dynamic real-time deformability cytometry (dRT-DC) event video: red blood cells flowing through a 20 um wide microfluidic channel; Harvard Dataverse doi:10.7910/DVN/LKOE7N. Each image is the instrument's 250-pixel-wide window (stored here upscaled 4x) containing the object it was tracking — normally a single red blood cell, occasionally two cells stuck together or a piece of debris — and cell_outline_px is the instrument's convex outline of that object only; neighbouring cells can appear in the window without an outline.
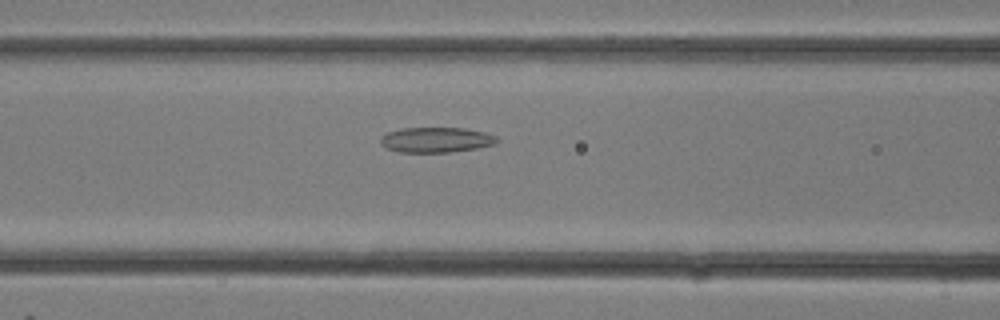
{"species": "common noctule bat (a hibernating species)", "species_latin": "Nyctalus noctula", "temperature_condition": "room temperature", "stored_images_in_passage": 14, "camera_frame_rate_fps": 3000, "um_per_image_px": 0.085, "animal": {"sex": "female"}, "frame": {"image": 1, "passage_image": 12, "time_ms": 3.667, "image_size_px": [1000, 320], "cell_outline_px": [[500, 140], [492, 144], [476, 148], [448, 152], [396, 152], [380, 144], [380, 136], [388, 132], [400, 128], [464, 128], [484, 132], [496, 136]], "centroid_in_image_um": [37.03, 11.88], "position_along_channel_um": 129.6, "area_um2": 17.05}}
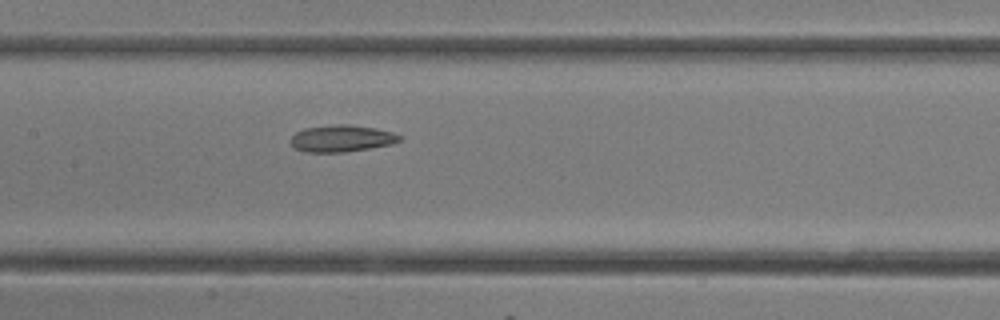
{"frame": {"image": 2, "passage_image": 14, "time_ms": 4.333, "image_size_px": [1000, 320], "cell_outline_px": [[400, 140], [392, 144], [372, 148], [344, 152], [304, 152], [296, 148], [292, 144], [292, 136], [296, 132], [304, 128], [336, 124], [348, 124], [376, 128], [392, 132], [400, 136]], "centroid_in_image_um": [29.05, 11.77], "position_along_channel_um": 178.4, "area_um2": 16.94}}